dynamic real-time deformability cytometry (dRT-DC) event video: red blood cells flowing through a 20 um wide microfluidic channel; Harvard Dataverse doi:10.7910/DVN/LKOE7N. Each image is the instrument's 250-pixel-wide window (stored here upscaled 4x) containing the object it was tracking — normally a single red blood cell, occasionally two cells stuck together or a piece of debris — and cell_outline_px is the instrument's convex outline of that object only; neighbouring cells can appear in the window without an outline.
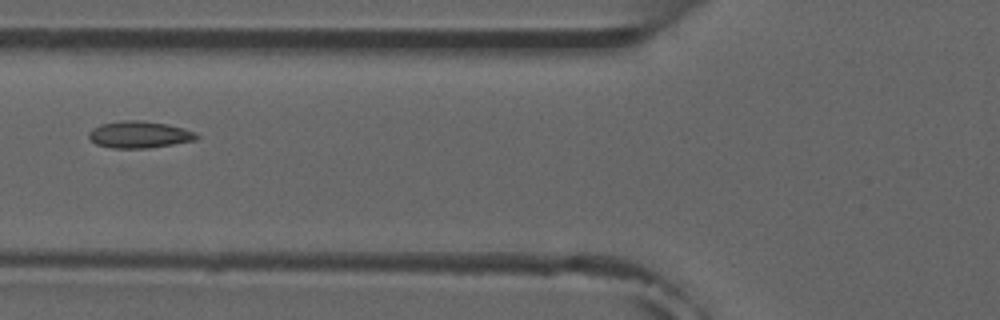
{"species": "common noctule bat (a hibernating species)", "species_latin": "Nyctalus noctula", "temperature_condition": "room temperature", "stored_images_in_passage": 5, "camera_frame_rate_fps": 3000, "um_per_image_px": 0.085, "animal": {"sex": "male", "forearm_length_mm": 52.5}, "frame": {"image": 1, "passage_image": 5, "time_ms": 4.667, "image_size_px": [1000, 320], "cell_outline_px": [[200, 136], [196, 140], [148, 148], [112, 148], [96, 144], [88, 136], [88, 132], [92, 128], [100, 124], [124, 120], [144, 120], [184, 128], [196, 132]], "centroid_in_image_um": [11.84, 11.43], "position_along_channel_um": 114.0, "area_um2": 16.88}}